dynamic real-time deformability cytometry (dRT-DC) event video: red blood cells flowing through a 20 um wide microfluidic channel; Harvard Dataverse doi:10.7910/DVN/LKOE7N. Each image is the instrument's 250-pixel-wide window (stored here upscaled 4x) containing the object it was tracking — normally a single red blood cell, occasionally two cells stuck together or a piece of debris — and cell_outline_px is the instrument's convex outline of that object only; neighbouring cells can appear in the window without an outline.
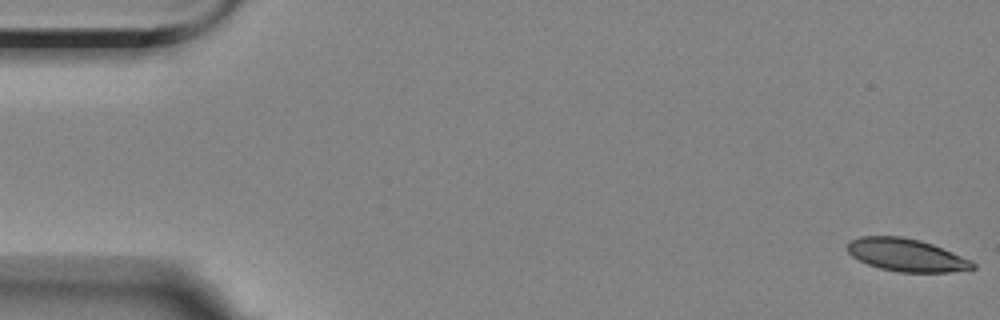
{"species": "Egyptian fruit bat (a non-hibernating species)", "species_latin": "Rousettus aegyptiacus", "temperature_condition": "room temperature", "stored_images_in_passage": 5, "camera_frame_rate_fps": 3000, "um_per_image_px": 0.085, "animal": {"sex": "female"}, "frame": {"image": 1, "passage_image": 1, "time_ms": 0.0, "image_size_px": [1000, 320], "cell_outline_px": [[976, 268], [948, 272], [900, 272], [880, 268], [868, 264], [852, 256], [848, 252], [848, 240], [860, 236], [900, 236], [920, 240], [932, 244], [972, 260], [976, 264]], "centroid_in_image_um": [77.04, 21.67], "position_along_channel_um": 8.0, "area_um2": 23.81}}